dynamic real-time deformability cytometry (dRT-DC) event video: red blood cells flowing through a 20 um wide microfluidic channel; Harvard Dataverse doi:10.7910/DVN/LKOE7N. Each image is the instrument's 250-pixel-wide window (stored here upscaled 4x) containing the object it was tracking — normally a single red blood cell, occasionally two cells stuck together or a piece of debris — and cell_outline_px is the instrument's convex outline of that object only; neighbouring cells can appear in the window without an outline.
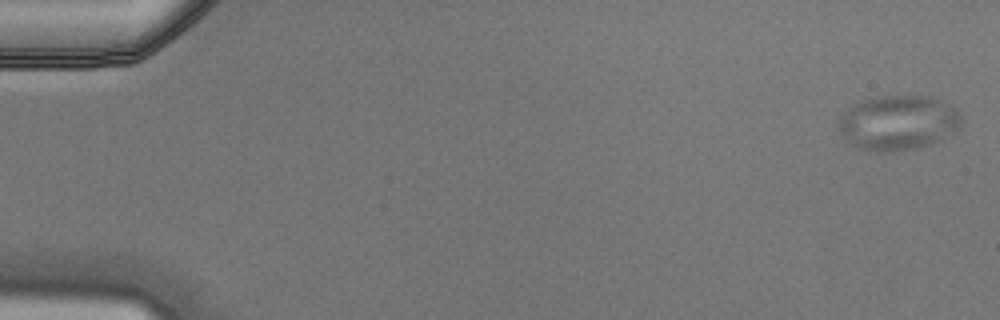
{"species": "Egyptian fruit bat (a non-hibernating species)", "species_latin": "Rousettus aegyptiacus", "temperature_condition": "cold", "stored_images_in_passage": 5, "camera_frame_rate_fps": 3000, "um_per_image_px": 0.085, "animal": {"sex": "male"}, "frame": {"image": 1, "passage_image": 1, "time_ms": 0.0, "image_size_px": [1000, 320], "cell_outline_px": [[960, 128], [956, 132], [932, 144], [916, 148], [860, 148], [844, 140], [836, 124], [840, 116], [852, 104], [860, 100], [876, 96], [932, 96], [956, 108], [960, 112]], "centroid_in_image_um": [76.34, 10.37], "position_along_channel_um": 8.7, "area_um2": 38.78}}